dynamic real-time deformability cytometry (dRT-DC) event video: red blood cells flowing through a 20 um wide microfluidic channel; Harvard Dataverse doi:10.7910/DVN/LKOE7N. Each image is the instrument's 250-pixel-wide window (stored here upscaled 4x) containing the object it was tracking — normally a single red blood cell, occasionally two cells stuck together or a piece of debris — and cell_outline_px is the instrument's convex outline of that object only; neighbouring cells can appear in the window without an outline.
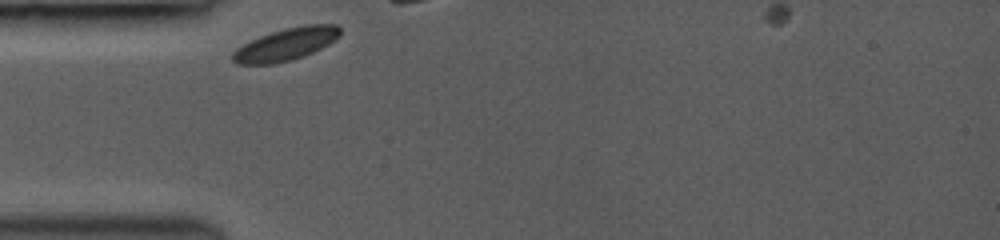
{"species": "common noctule bat (a hibernating species)", "species_latin": "Nyctalus noctula", "temperature_condition": "room temperature", "stored_images_in_passage": 36, "camera_frame_rate_fps": 3000, "um_per_image_px": 0.085, "animal": {"sex": "female", "body_mass_g": 19.0, "forearm_length_mm": 53.3}, "frame": {"image": 1, "passage_image": 1, "time_ms": 0.0, "image_size_px": [1000, 240], "cell_outline_px": [[340, 36], [336, 40], [304, 56], [272, 64], [236, 64], [232, 60], [232, 52], [236, 48], [260, 36], [284, 28], [304, 24], [336, 24], [340, 28]], "centroid_in_image_um": [24.32, 3.75], "position_along_channel_um": 60.7, "area_um2": 20.17}}
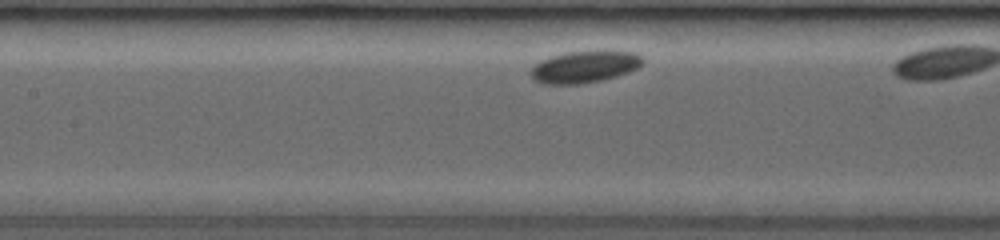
{"frame": {"image": 2, "passage_image": 9, "time_ms": 2.667, "image_size_px": [1000, 240], "cell_outline_px": [[644, 60], [636, 68], [628, 72], [604, 80], [580, 84], [540, 84], [528, 72], [540, 60], [552, 56], [568, 52], [604, 48], [632, 52], [640, 56]], "centroid_in_image_um": [49.69, 5.65], "position_along_channel_um": 157.7, "area_um2": 21.27}}